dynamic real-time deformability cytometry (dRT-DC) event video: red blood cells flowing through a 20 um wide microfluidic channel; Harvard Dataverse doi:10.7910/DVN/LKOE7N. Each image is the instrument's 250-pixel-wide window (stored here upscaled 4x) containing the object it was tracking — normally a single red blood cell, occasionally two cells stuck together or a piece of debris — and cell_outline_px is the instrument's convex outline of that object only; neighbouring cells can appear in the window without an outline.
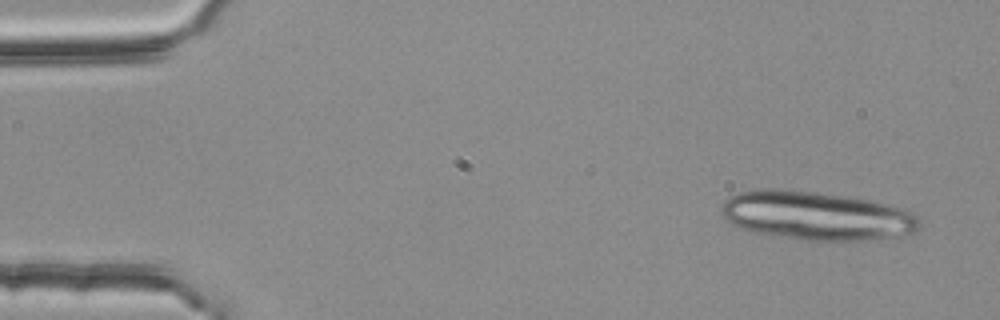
{"species": "common noctule bat (a hibernating species)", "species_latin": "Nyctalus noctula", "temperature_condition": "room temperature", "stored_images_in_passage": 4, "camera_frame_rate_fps": 3000, "um_per_image_px": 0.085, "animal": {"sex": "female", "body_mass_g": 25.1}, "frame": {"image": 1, "passage_image": 1, "time_ms": 0.0, "image_size_px": [1000, 320], "cell_outline_px": [[920, 228], [900, 240], [804, 240], [772, 236], [740, 228], [724, 220], [724, 200], [736, 192], [760, 188], [772, 188], [812, 192], [844, 196], [872, 200], [900, 208], [912, 212], [920, 216]], "centroid_in_image_um": [69.48, 18.36], "position_along_channel_um": 15.5, "area_um2": 56.93}}